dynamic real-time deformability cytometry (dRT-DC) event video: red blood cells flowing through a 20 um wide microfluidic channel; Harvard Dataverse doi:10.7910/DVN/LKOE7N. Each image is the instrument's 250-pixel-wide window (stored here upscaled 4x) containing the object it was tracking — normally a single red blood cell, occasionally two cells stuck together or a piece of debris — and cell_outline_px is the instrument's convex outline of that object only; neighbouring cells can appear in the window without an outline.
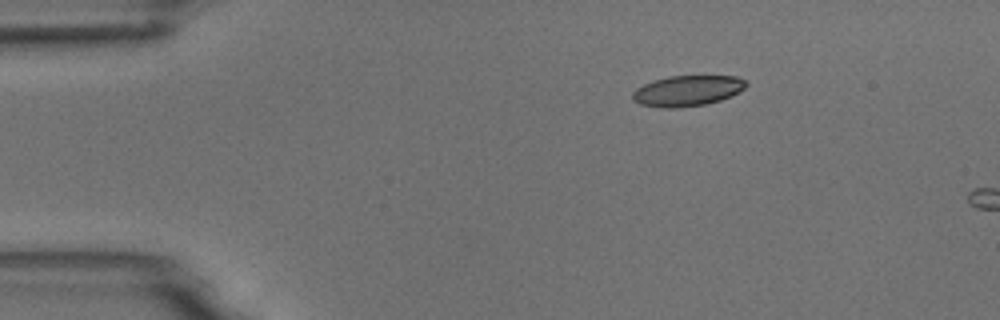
{"species": "common noctule bat (a hibernating species)", "species_latin": "Nyctalus noctula", "temperature_condition": "room temperature", "stored_images_in_passage": 2, "camera_frame_rate_fps": 3000, "um_per_image_px": 0.085, "animal": {"sex": "male", "body_mass_g": 18.8}, "frame": {"image": 1, "passage_image": 1, "time_ms": 0.0, "image_size_px": [1000, 320], "cell_outline_px": [[748, 84], [744, 88], [732, 96], [720, 100], [704, 104], [676, 108], [660, 108], [640, 104], [632, 100], [632, 92], [636, 88], [644, 84], [668, 76], [736, 76], [744, 80]], "centroid_in_image_um": [58.4, 7.72], "position_along_channel_um": 26.6, "area_um2": 20.23}}